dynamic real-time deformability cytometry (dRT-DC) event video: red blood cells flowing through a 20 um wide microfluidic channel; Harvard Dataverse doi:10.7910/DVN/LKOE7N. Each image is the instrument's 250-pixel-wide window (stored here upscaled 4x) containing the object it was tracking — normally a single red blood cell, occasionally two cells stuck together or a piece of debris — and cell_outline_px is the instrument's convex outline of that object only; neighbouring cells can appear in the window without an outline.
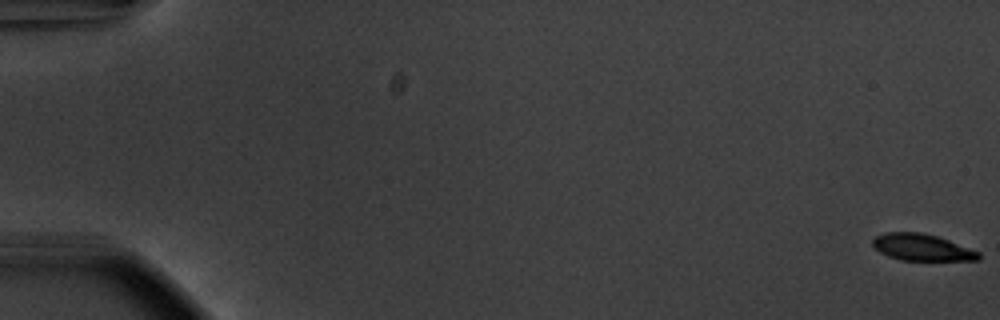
{"species": "common noctule bat (a hibernating species)", "species_latin": "Nyctalus noctula", "temperature_condition": "warm", "stored_images_in_passage": 57, "camera_frame_rate_fps": 3000, "um_per_image_px": 0.085, "animal": {"sex": "male", "body_mass_g": 20.1, "forearm_length_mm": 53.5}, "frame": {"image": 1, "passage_image": 1, "time_ms": 0.0, "image_size_px": [1000, 320], "cell_outline_px": [[980, 260], [900, 260], [888, 256], [880, 252], [872, 244], [872, 240], [876, 236], [884, 232], [920, 232], [936, 236], [948, 240], [980, 252]], "centroid_in_image_um": [78.35, 21.02], "position_along_channel_um": 6.7, "area_um2": 16.36}}
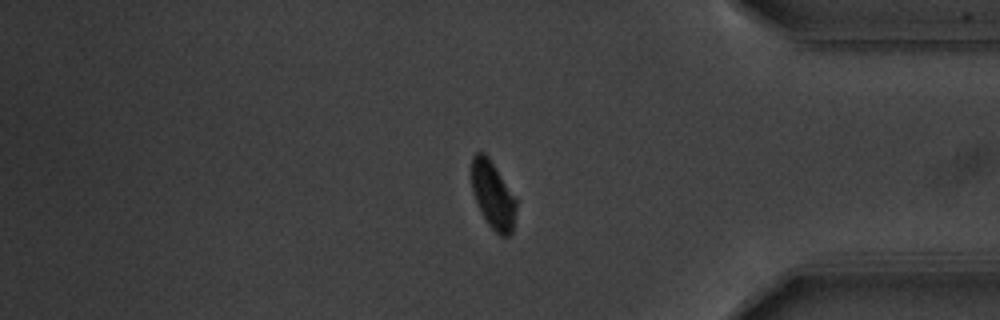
{"frame": {"image": 2, "passage_image": 48, "time_ms": 15.667, "image_size_px": [1000, 320], "cell_outline_px": [[516, 208], [512, 232], [508, 236], [500, 236], [488, 224], [472, 192], [472, 156], [476, 152], [484, 152], [488, 156], [516, 196]], "centroid_in_image_um": [41.92, 16.56], "position_along_channel_um": 393.3, "area_um2": 17.46}}
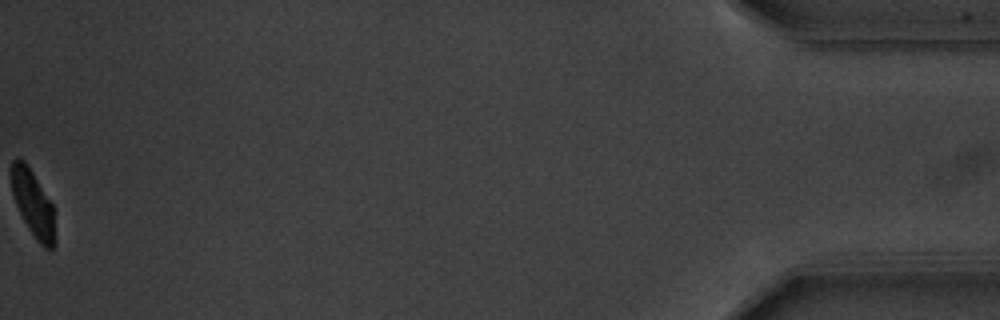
{"frame": {"image": 3, "passage_image": 57, "time_ms": 18.667, "image_size_px": [1000, 320], "cell_outline_px": [[56, 244], [52, 248], [44, 248], [36, 240], [28, 228], [16, 204], [12, 192], [12, 160], [24, 160], [32, 172], [52, 204], [56, 240]], "centroid_in_image_um": [2.84, 17.37], "position_along_channel_um": 432.4, "area_um2": 16.47}, "authors_computed_cell_mechanics": {"area_um2": 18.496, "velocity_mm_per_s": 3.7105, "shape_relaxation_time_tau1_ms": 2.5326, "shape_relaxation_time_tau2_ms": 1.6236, "deformation_change_tau1": 0.1373, "deformation_change_tau2": 0.0492}}